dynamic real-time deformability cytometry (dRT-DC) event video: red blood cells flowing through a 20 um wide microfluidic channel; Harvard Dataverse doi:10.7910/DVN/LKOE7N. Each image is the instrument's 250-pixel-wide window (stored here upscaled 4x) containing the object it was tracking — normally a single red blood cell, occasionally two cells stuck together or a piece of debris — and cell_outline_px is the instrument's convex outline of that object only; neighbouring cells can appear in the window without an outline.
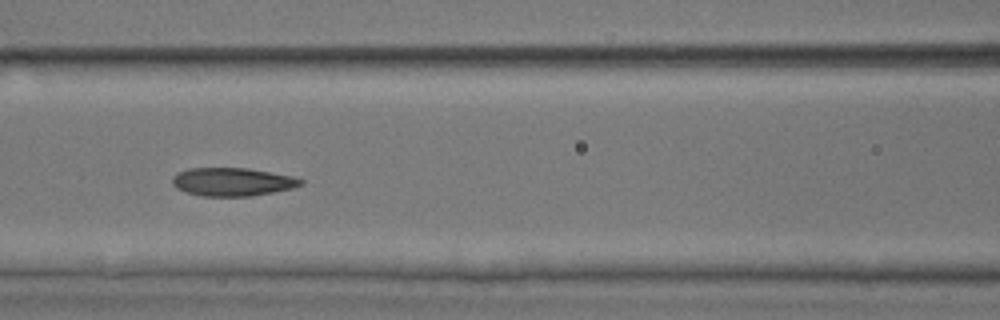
{"species": "common noctule bat (a hibernating species)", "species_latin": "Nyctalus noctula", "temperature_condition": "room temperature", "stored_images_in_passage": 19, "camera_frame_rate_fps": 3000, "um_per_image_px": 0.085, "animal": {"sex": "male", "body_mass_g": 17.9, "forearm_length_mm": 54.2}, "frame": {"image": 1, "passage_image": 11, "time_ms": 3.333, "image_size_px": [1000, 320], "cell_outline_px": [[304, 184], [292, 188], [252, 196], [200, 196], [176, 188], [172, 184], [172, 176], [176, 172], [188, 168], [248, 168], [292, 176], [304, 180]], "centroid_in_image_um": [19.73, 15.45], "position_along_channel_um": 146.9, "area_um2": 21.21}}